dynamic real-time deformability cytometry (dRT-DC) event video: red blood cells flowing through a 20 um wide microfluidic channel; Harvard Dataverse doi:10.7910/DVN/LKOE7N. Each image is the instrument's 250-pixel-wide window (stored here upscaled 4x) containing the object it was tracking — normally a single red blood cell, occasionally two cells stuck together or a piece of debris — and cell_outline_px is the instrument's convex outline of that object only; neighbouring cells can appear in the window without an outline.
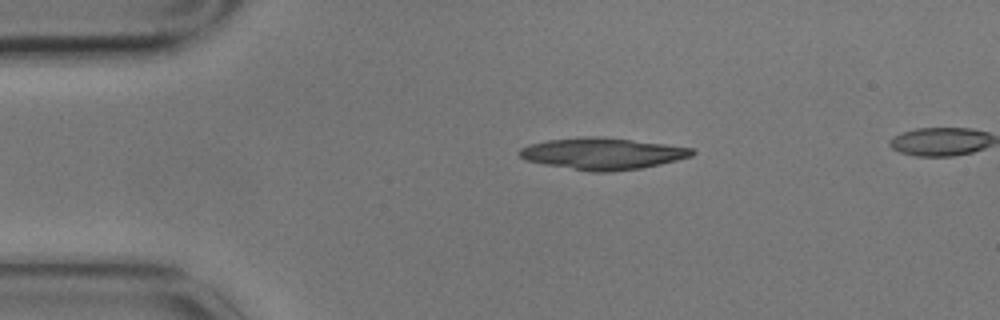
{"species": "common noctule bat (a hibernating species)", "species_latin": "Nyctalus noctula", "temperature_condition": "cold", "stored_images_in_passage": 3, "segment_of_instrument_passage": [1, 2], "camera_frame_rate_fps": 3000, "um_per_image_px": 0.085, "animal": {"sex": "male", "body_mass_g": 17.9}, "frame": {"image": 1, "passage_image": 1, "time_ms": 0.0, "image_size_px": [1000, 320], "cell_outline_px": [[696, 152], [692, 156], [660, 164], [640, 168], [612, 172], [592, 172], [544, 164], [524, 160], [516, 152], [520, 148], [528, 144], [548, 140], [580, 136], [604, 136], [664, 144], [692, 148]], "centroid_in_image_um": [51.17, 13.05], "position_along_channel_um": 33.8, "area_um2": 32.02}}